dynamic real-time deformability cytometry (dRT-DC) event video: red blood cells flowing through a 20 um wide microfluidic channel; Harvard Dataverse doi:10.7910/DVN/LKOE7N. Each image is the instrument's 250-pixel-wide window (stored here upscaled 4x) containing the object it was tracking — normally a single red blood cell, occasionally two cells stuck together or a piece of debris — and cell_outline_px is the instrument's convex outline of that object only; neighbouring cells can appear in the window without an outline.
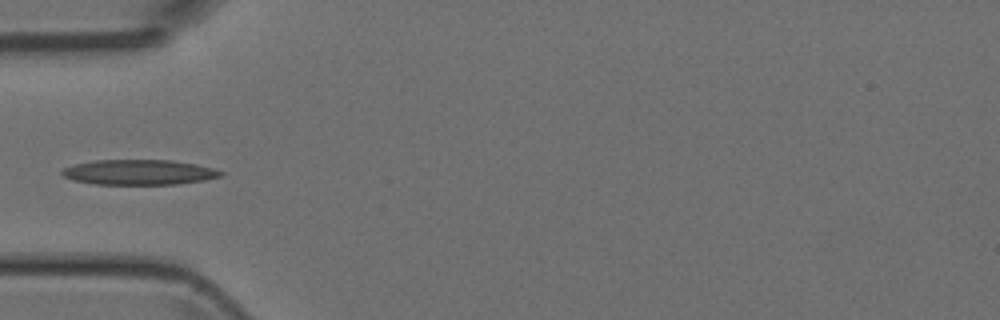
{"species": "Egyptian fruit bat (a non-hibernating species)", "species_latin": "Rousettus aegyptiacus", "temperature_condition": "room temperature", "stored_images_in_passage": 35, "camera_frame_rate_fps": 3000, "um_per_image_px": 0.085, "animal": {"sex": "female"}, "frame": {"image": 1, "passage_image": 1, "time_ms": 0.0, "image_size_px": [1000, 320], "cell_outline_px": [[224, 176], [204, 180], [176, 184], [92, 184], [72, 180], [64, 176], [60, 172], [64, 168], [76, 164], [96, 160], [172, 160], [196, 164], [212, 168], [224, 172]], "centroid_in_image_um": [11.83, 14.64], "position_along_channel_um": 73.2, "area_um2": 23.24}}
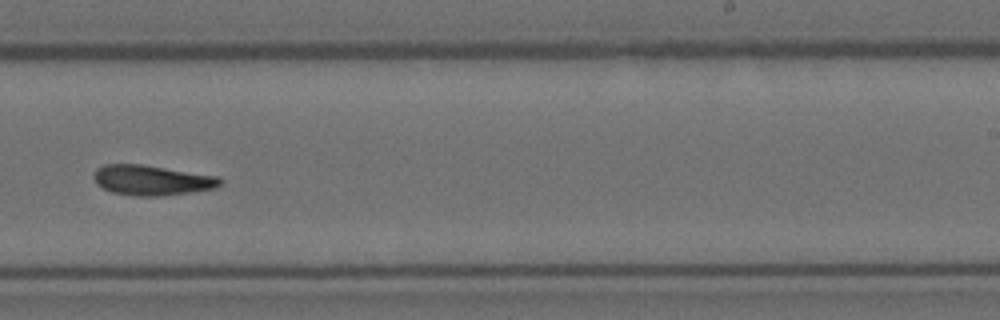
{"frame": {"image": 2, "passage_image": 16, "time_ms": 5.0, "image_size_px": [1000, 320], "cell_outline_px": [[224, 180], [216, 188], [160, 196], [136, 196], [112, 192], [96, 184], [92, 176], [96, 168], [104, 164], [140, 164], [220, 176]], "centroid_in_image_um": [12.9, 15.31], "position_along_channel_um": 276.1, "area_um2": 22.25}}
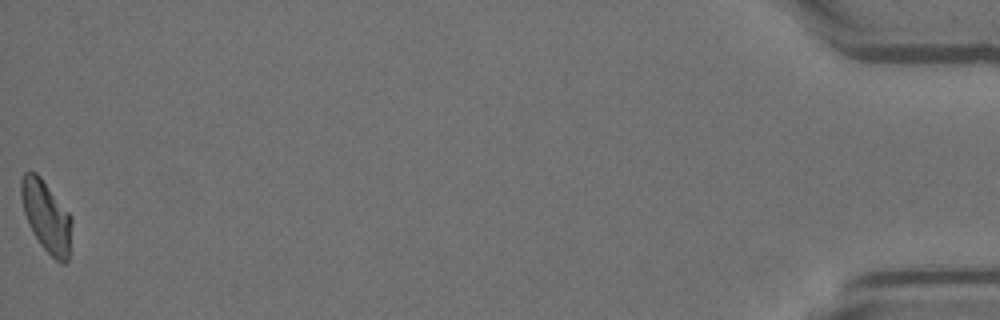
{"frame": {"image": 3, "passage_image": 35, "time_ms": 11.333, "image_size_px": [1000, 320], "cell_outline_px": [[72, 220], [68, 260], [64, 264], [60, 264], [40, 244], [32, 232], [28, 224], [24, 212], [20, 196], [20, 180], [24, 172], [36, 172], [40, 176], [72, 216]], "centroid_in_image_um": [3.93, 18.38], "position_along_channel_um": 431.3, "area_um2": 21.04}}